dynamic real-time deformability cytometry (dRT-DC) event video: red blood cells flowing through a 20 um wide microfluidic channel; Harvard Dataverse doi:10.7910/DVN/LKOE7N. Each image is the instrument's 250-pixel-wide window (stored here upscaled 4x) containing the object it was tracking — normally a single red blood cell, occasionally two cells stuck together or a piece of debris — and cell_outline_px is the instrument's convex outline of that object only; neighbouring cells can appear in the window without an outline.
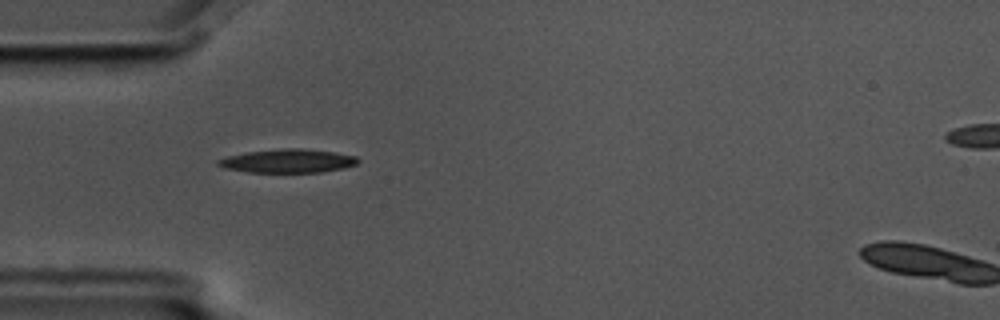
{"species": "common noctule bat (a hibernating species)", "species_latin": "Nyctalus noctula", "temperature_condition": "cold", "stored_images_in_passage": 6, "camera_frame_rate_fps": 3000, "um_per_image_px": 0.085, "animal": {"sex": "male", "body_mass_g": 17.5, "forearm_length_mm": 52.3}, "frame": {"image": 1, "passage_image": 5, "time_ms": 1.333, "image_size_px": [1000, 320], "cell_outline_px": [[360, 160], [356, 164], [344, 168], [320, 172], [248, 172], [224, 168], [216, 164], [216, 160], [228, 156], [248, 152], [284, 148], [300, 148], [332, 152], [356, 156]], "centroid_in_image_um": [24.46, 13.68], "position_along_channel_um": 60.5, "area_um2": 19.07}}